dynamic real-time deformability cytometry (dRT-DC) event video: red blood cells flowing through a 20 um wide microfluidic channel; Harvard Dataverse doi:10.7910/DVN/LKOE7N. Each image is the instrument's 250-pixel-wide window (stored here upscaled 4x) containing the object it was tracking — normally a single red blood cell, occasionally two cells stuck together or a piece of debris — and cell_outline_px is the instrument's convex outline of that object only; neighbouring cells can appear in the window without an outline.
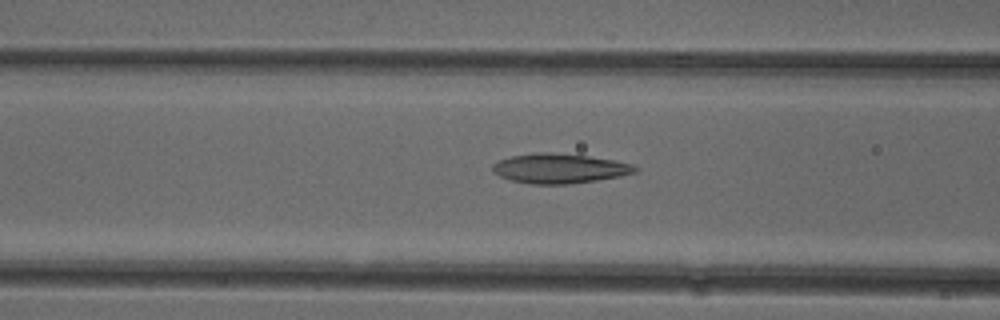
{"species": "common noctule bat (a hibernating species)", "species_latin": "Nyctalus noctula", "temperature_condition": "cold", "stored_images_in_passage": 35, "camera_frame_rate_fps": 3000, "um_per_image_px": 0.085, "animal": {"sex": "female"}, "frame": {"image": 1, "passage_image": 10, "time_ms": 3.0, "image_size_px": [1000, 320], "cell_outline_px": [[640, 168], [636, 172], [620, 176], [596, 180], [568, 184], [532, 184], [512, 180], [500, 176], [492, 172], [492, 164], [500, 160], [512, 156], [536, 152], [552, 152], [588, 156], [612, 160], [632, 164]], "centroid_in_image_um": [47.55, 14.31], "position_along_channel_um": 119.0, "area_um2": 24.57}}
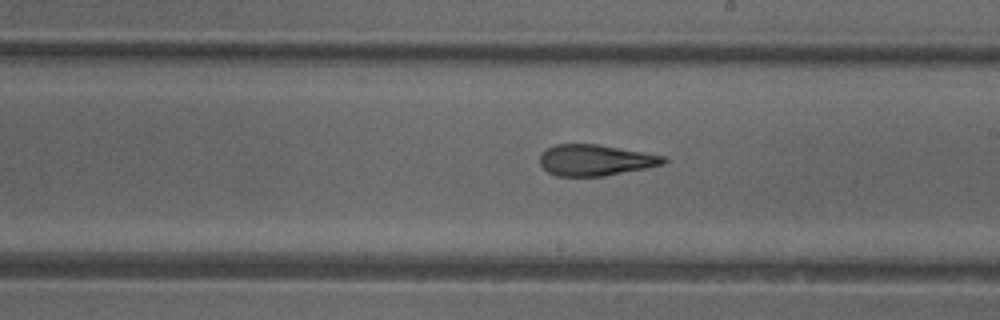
{"frame": {"image": 2, "passage_image": 19, "time_ms": 6.0, "image_size_px": [1000, 320], "cell_outline_px": [[668, 160], [664, 164], [604, 176], [556, 176], [548, 172], [540, 164], [540, 152], [556, 144], [596, 144], [664, 156]], "centroid_in_image_um": [50.56, 13.61], "position_along_channel_um": 238.4, "area_um2": 22.2}}
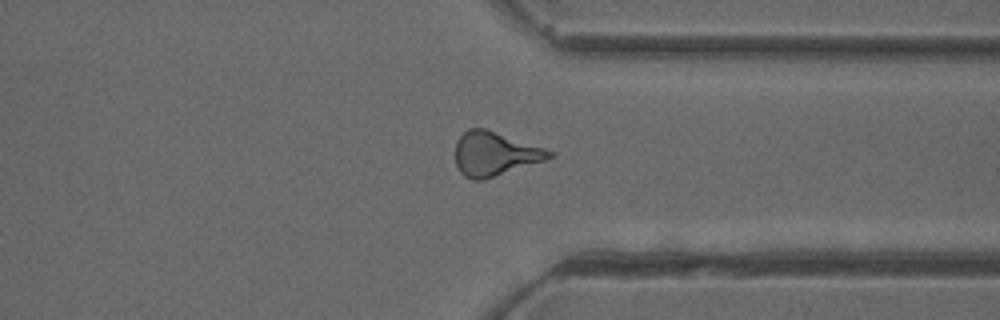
{"frame": {"image": 3, "passage_image": 29, "time_ms": 9.333, "image_size_px": [1000, 320], "cell_outline_px": [[556, 152], [552, 156], [544, 160], [484, 180], [472, 180], [464, 176], [460, 172], [456, 164], [456, 140], [468, 128], [484, 128]], "centroid_in_image_um": [42.02, 13.08], "position_along_channel_um": 369.4, "area_um2": 23.81}, "authors_computed_cell_mechanics": {"area_um2": 23.1778, "velocity_mm_per_s": 3.9728, "shape_relaxation_time_tau1_ms": 11.3527, "shape_relaxation_time_tau2_ms": 2.6402, "deformation_change_tau1": 0.2447, "deformation_change_tau2": 0.1339}}